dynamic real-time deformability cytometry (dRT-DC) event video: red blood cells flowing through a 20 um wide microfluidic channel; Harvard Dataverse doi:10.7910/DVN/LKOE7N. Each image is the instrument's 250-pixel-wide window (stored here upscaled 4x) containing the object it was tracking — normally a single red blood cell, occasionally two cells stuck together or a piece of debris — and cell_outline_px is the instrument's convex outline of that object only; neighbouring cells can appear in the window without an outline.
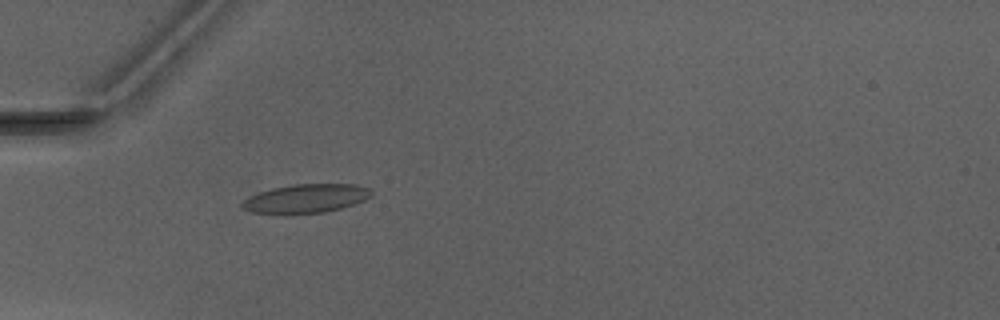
{"species": "Egyptian fruit bat (a non-hibernating species)", "species_latin": "Rousettus aegyptiacus", "temperature_condition": "warm", "stored_images_in_passage": 37, "camera_frame_rate_fps": 3000, "um_per_image_px": 0.085, "animal": {"sex": "male"}, "frame": {"image": 1, "passage_image": 3, "time_ms": 0.667, "image_size_px": [1000, 320], "cell_outline_px": [[372, 196], [364, 200], [340, 208], [324, 212], [288, 216], [280, 216], [252, 212], [244, 208], [240, 204], [248, 196], [272, 188], [292, 184], [356, 184], [372, 188]], "centroid_in_image_um": [25.97, 16.9], "position_along_channel_um": 59.0, "area_um2": 22.31}}
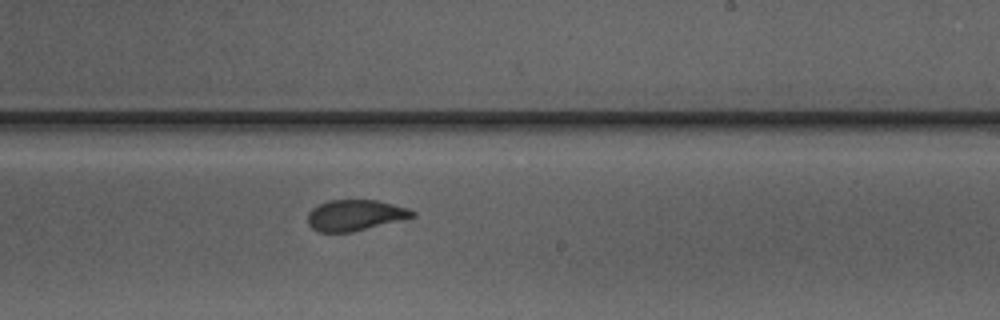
{"frame": {"image": 2, "passage_image": 18, "time_ms": 5.667, "image_size_px": [1000, 320], "cell_outline_px": [[416, 216], [352, 232], [320, 232], [312, 228], [308, 224], [308, 212], [312, 208], [328, 200], [376, 200], [408, 208], [416, 212]], "centroid_in_image_um": [30.17, 18.29], "position_along_channel_um": 258.8, "area_um2": 18.73}}
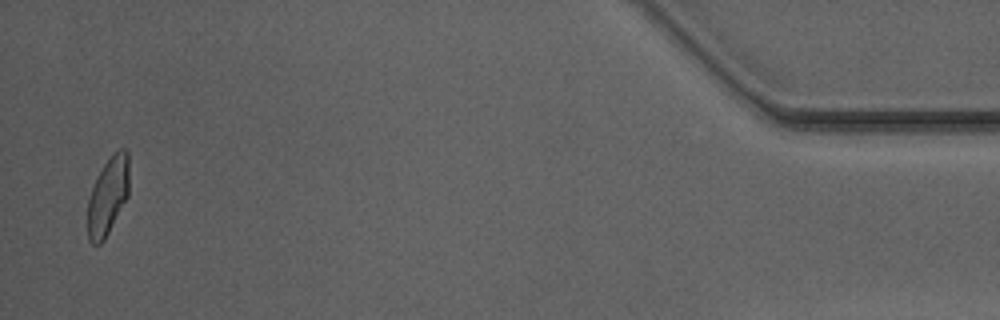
{"frame": {"image": 3, "passage_image": 36, "time_ms": 11.667, "image_size_px": [1000, 320], "cell_outline_px": [[128, 196], [104, 240], [100, 244], [92, 244], [88, 240], [88, 196], [96, 176], [104, 164], [120, 148], [124, 148], [128, 152]], "centroid_in_image_um": [9.15, 16.67], "position_along_channel_um": 426.0, "area_um2": 18.67}, "authors_computed_cell_mechanics": {"area_um2": 19.5364, "velocity_mm_per_s": 4.1449, "shape_relaxation_time_tau1_ms": 7.4598, "shape_relaxation_time_tau2_ms": 0.9273, "deformation_change_tau1": 0.1945, "deformation_change_tau2": 0.0716}}